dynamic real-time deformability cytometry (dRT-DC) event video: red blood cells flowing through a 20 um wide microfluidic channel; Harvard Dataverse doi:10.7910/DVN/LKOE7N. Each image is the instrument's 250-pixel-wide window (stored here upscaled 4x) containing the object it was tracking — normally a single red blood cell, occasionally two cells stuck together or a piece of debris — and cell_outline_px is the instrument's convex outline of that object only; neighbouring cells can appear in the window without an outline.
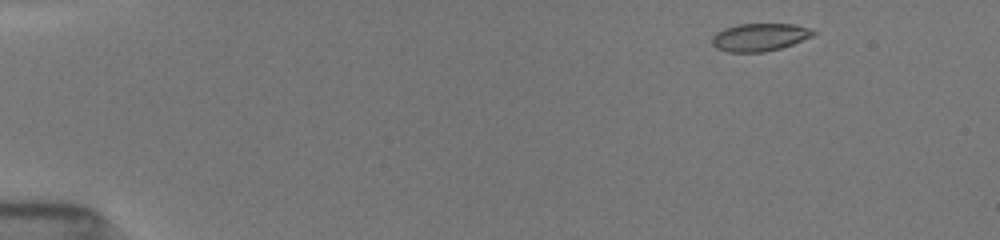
{"species": "common noctule bat (a hibernating species)", "species_latin": "Nyctalus noctula", "temperature_condition": "room temperature", "stored_images_in_passage": 48, "camera_frame_rate_fps": 3000, "um_per_image_px": 0.085, "animal": {"sex": "female", "body_mass_g": 19.5, "forearm_length_mm": 54.1}, "frame": {"image": 1, "passage_image": 2, "time_ms": 0.333, "image_size_px": [1000, 240], "cell_outline_px": [[816, 32], [812, 36], [792, 44], [780, 48], [764, 52], [728, 52], [716, 48], [712, 44], [712, 36], [716, 32], [724, 28], [736, 24], [796, 24], [812, 28]], "centroid_in_image_um": [64.56, 3.15], "position_along_channel_um": 20.4, "area_um2": 16.47}}
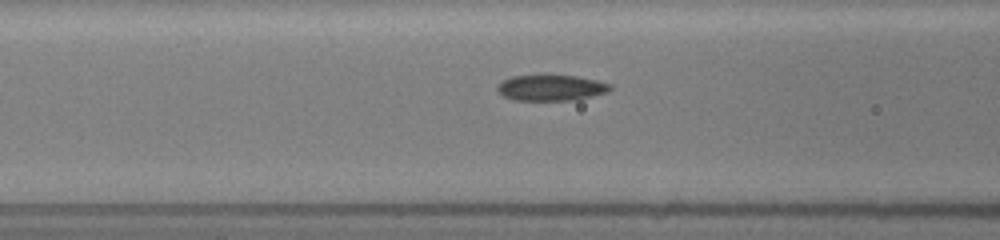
{"frame": {"image": 2, "passage_image": 18, "time_ms": 5.667, "image_size_px": [1000, 240], "cell_outline_px": [[612, 88], [608, 92], [576, 100], [516, 100], [504, 96], [496, 88], [496, 84], [512, 76], [544, 72], [576, 76], [596, 80], [612, 84]], "centroid_in_image_um": [46.83, 7.41], "position_along_channel_um": 119.8, "area_um2": 17.74}}
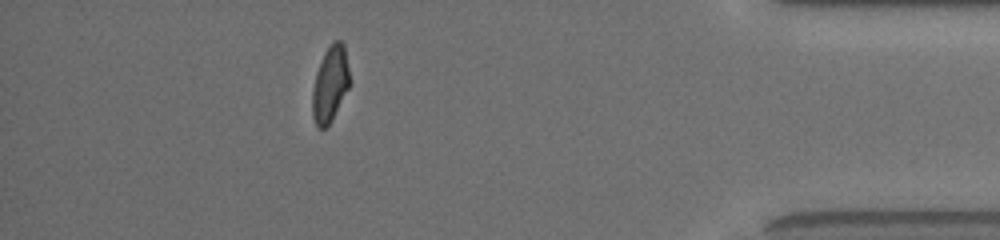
{"frame": {"image": 3, "passage_image": 43, "time_ms": 14.0, "image_size_px": [1000, 240], "cell_outline_px": [[348, 88], [332, 120], [324, 128], [316, 128], [312, 116], [312, 92], [316, 72], [324, 52], [332, 40], [340, 40], [344, 44], [348, 68]], "centroid_in_image_um": [28.03, 7.14], "position_along_channel_um": 407.2, "area_um2": 16.36}, "authors_computed_cell_mechanics": {"area_um2": 17.2533, "velocity_mm_per_s": 3.9328, "shape_relaxation_time_tau1_ms": null, "shape_relaxation_time_tau2_ms": 1.4533, "deformation_change_tau1": null, "deformation_change_tau2": 0.0761}}